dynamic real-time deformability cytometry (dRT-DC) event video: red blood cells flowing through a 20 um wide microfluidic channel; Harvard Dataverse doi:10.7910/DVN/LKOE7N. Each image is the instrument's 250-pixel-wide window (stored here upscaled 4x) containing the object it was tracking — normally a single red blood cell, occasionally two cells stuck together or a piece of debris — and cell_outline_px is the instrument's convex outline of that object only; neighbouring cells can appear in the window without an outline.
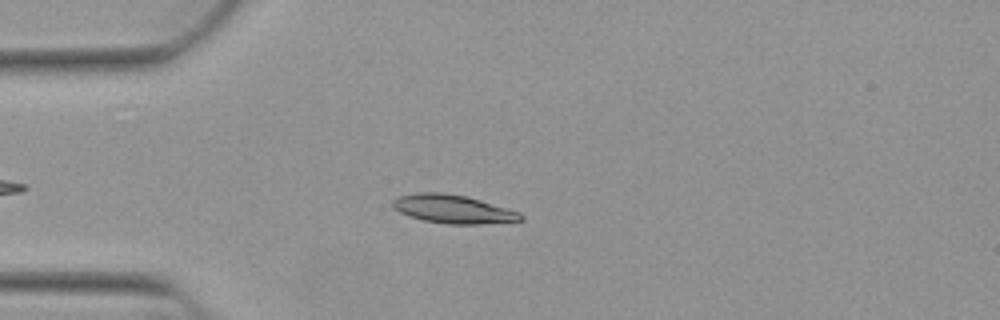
{"species": "Egyptian fruit bat (a non-hibernating species)", "species_latin": "Rousettus aegyptiacus", "temperature_condition": "warm", "stored_images_in_passage": 45, "camera_frame_rate_fps": 3000, "um_per_image_px": 0.085, "animal": {"sex": "female"}, "frame": {"image": 1, "passage_image": 10, "time_ms": 3.0, "image_size_px": [1000, 320], "cell_outline_px": [[524, 220], [480, 224], [448, 224], [424, 220], [400, 212], [392, 208], [392, 200], [400, 196], [416, 192], [444, 192], [468, 196], [520, 212], [524, 216]], "centroid_in_image_um": [38.52, 17.76], "position_along_channel_um": 46.5, "area_um2": 21.27}}
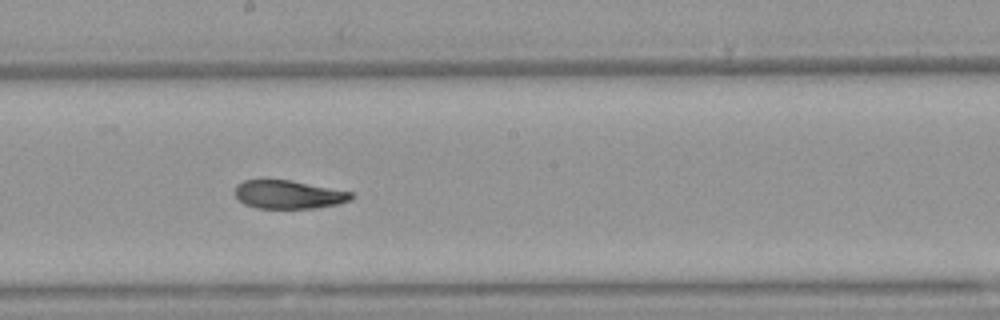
{"frame": {"image": 2, "passage_image": 25, "time_ms": 8.0, "image_size_px": [1000, 320], "cell_outline_px": [[356, 196], [352, 200], [336, 204], [316, 208], [256, 208], [244, 204], [232, 192], [236, 184], [244, 180], [288, 180], [352, 192]], "centroid_in_image_um": [24.5, 16.54], "position_along_channel_um": 223.7, "area_um2": 19.25}}
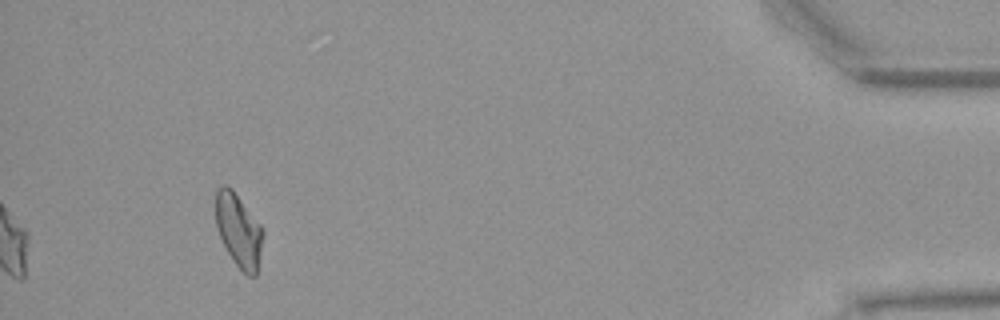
{"frame": {"image": 3, "passage_image": 45, "time_ms": 14.667, "image_size_px": [1000, 320], "cell_outline_px": [[264, 232], [256, 276], [248, 276], [232, 260], [216, 228], [216, 188], [224, 184], [232, 188], [264, 228]], "centroid_in_image_um": [20.29, 19.55], "position_along_channel_um": 414.9, "area_um2": 20.23}, "authors_computed_cell_mechanics": {"area_um2": 20.23, "velocity_mm_per_s": 3.9017, "shape_relaxation_time_tau1_ms": null, "shape_relaxation_time_tau2_ms": 3.4396, "deformation_change_tau1": null, "deformation_change_tau2": 0.0779}}